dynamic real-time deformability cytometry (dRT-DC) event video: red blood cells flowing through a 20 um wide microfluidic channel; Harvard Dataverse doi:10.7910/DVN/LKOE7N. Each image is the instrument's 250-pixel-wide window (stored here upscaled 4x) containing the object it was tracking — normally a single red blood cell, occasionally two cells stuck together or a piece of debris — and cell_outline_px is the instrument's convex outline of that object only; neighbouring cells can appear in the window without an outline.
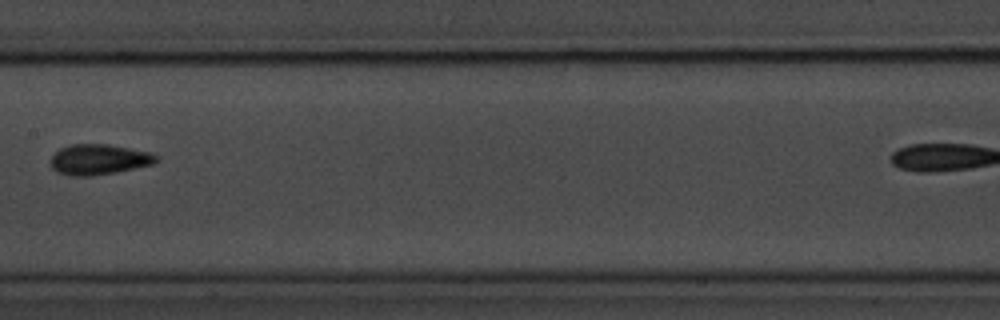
{"species": "common noctule bat (a hibernating species)", "species_latin": "Nyctalus noctula", "temperature_condition": "room temperature", "stored_images_in_passage": 10, "camera_frame_rate_fps": 3000, "um_per_image_px": 0.085, "animal": {"sex": "male", "body_mass_g": 20.1, "forearm_length_mm": 53.5}, "frame": {"image": 1, "passage_image": 4, "time_ms": 3.667, "image_size_px": [1000, 320], "cell_outline_px": [[160, 156], [152, 164], [116, 172], [92, 176], [72, 176], [56, 172], [48, 164], [52, 156], [60, 148], [72, 144], [108, 144], [148, 152]], "centroid_in_image_um": [8.35, 13.56], "position_along_channel_um": 199.1, "area_um2": 18.73}}
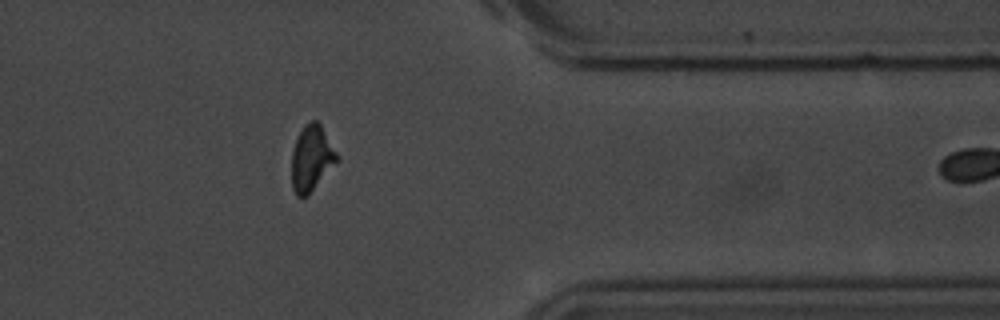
{"frame": {"image": 2, "passage_image": 9, "time_ms": 9.333, "image_size_px": [1000, 320], "cell_outline_px": [[340, 160], [308, 196], [296, 196], [292, 188], [292, 152], [296, 140], [304, 124], [312, 120], [316, 120], [320, 124], [336, 152]], "centroid_in_image_um": [26.49, 13.49], "position_along_channel_um": 384.9, "area_um2": 17.34}}